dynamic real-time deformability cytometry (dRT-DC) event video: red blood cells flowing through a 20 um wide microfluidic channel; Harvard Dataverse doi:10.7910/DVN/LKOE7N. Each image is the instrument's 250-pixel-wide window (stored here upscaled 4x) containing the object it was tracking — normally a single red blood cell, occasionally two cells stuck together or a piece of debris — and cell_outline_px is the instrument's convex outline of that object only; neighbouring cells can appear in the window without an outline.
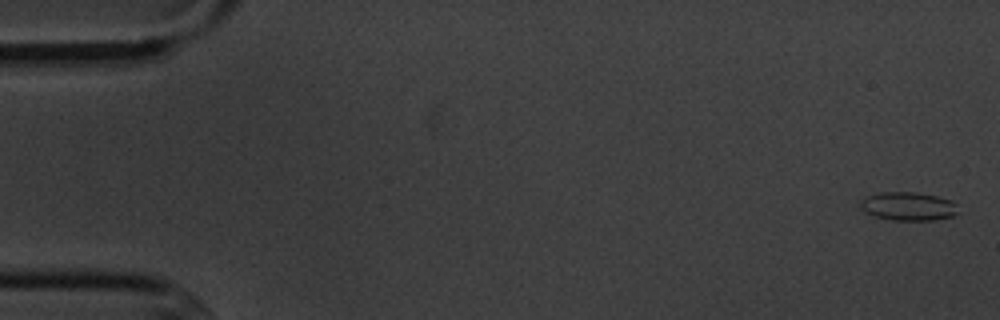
{"species": "common noctule bat (a hibernating species)", "species_latin": "Nyctalus noctula", "temperature_condition": "cold", "stored_images_in_passage": 5, "camera_frame_rate_fps": 3000, "um_per_image_px": 0.085, "animal": {"sex": "male", "body_mass_g": 20.1, "forearm_length_mm": 53.5}, "frame": {"image": 1, "passage_image": 1, "time_ms": 0.0, "image_size_px": [1000, 320], "cell_outline_px": [[960, 212], [952, 216], [936, 220], [892, 220], [876, 216], [864, 212], [860, 208], [860, 200], [864, 196], [880, 192], [916, 192], [936, 196], [952, 200], [956, 204]], "centroid_in_image_um": [77.2, 17.53], "position_along_channel_um": 7.8, "area_um2": 16.47}}
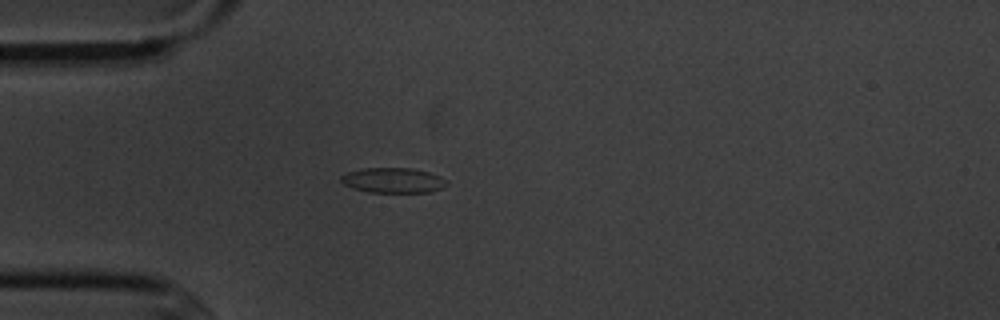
{"frame": {"image": 2, "passage_image": 5, "time_ms": 4.667, "image_size_px": [1000, 320], "cell_outline_px": [[448, 184], [432, 192], [368, 192], [352, 188], [344, 184], [340, 180], [340, 176], [348, 172], [360, 168], [412, 168], [428, 172], [440, 176], [448, 180]], "centroid_in_image_um": [33.41, 15.32], "position_along_channel_um": 51.6, "area_um2": 15.55}}